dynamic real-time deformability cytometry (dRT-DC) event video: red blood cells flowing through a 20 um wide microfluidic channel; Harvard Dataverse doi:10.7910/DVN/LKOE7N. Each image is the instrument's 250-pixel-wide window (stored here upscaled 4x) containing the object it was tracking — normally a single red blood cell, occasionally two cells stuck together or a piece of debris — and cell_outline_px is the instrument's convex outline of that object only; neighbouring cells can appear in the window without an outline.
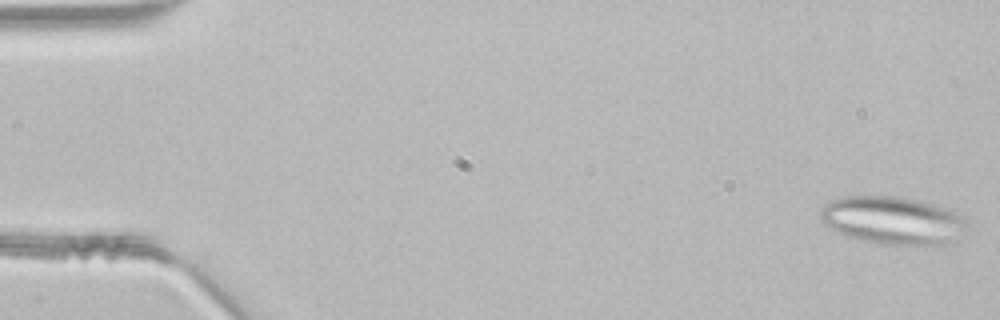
{"species": "common noctule bat (a hibernating species)", "species_latin": "Nyctalus noctula", "temperature_condition": "room temperature", "stored_images_in_passage": 9, "camera_frame_rate_fps": 3000, "um_per_image_px": 0.085, "animal": {"sex": "male", "body_mass_g": 21.5, "forearm_length_mm": 52.0}, "frame": {"image": 1, "passage_image": 1, "time_ms": 0.0, "image_size_px": [1000, 320], "cell_outline_px": [[968, 232], [952, 244], [932, 248], [876, 244], [848, 236], [824, 224], [820, 220], [820, 208], [828, 200], [844, 196], [896, 196], [920, 200], [952, 208], [964, 216], [968, 220]], "centroid_in_image_um": [76.04, 18.77], "position_along_channel_um": 9.0, "area_um2": 42.95}}